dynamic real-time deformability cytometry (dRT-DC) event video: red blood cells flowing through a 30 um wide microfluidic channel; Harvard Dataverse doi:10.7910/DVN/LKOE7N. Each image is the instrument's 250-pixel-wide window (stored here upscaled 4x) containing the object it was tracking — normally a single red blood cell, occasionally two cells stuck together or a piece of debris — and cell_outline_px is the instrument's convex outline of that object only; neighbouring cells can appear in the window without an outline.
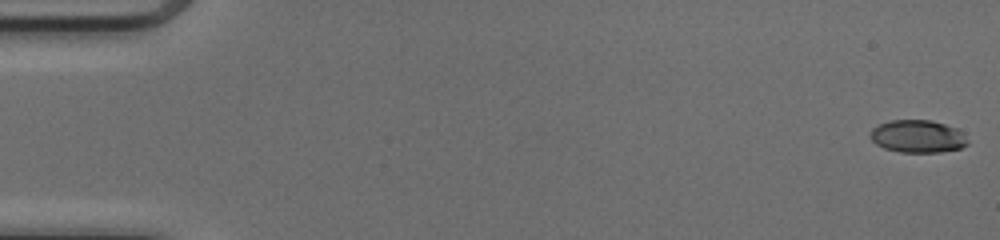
{"species": "common noctule bat (a hibernating species)", "species_latin": "Nyctalus noctula", "temperature_condition": "cold", "stored_images_in_passage": 47, "camera_frame_rate_fps": 3000, "um_per_image_px": 0.085, "animal": {"sex": "female", "body_mass_g": 17.0, "forearm_length_mm": 48.0}, "frame": {"image": 1, "passage_image": 1, "time_ms": 0.0, "image_size_px": [1000, 240], "cell_outline_px": [[968, 144], [960, 148], [940, 152], [900, 152], [884, 148], [876, 144], [868, 136], [872, 128], [880, 124], [892, 120], [932, 120], [956, 128], [964, 132], [968, 140]], "centroid_in_image_um": [78.01, 11.59], "position_along_channel_um": 7.0, "area_um2": 18.61}}
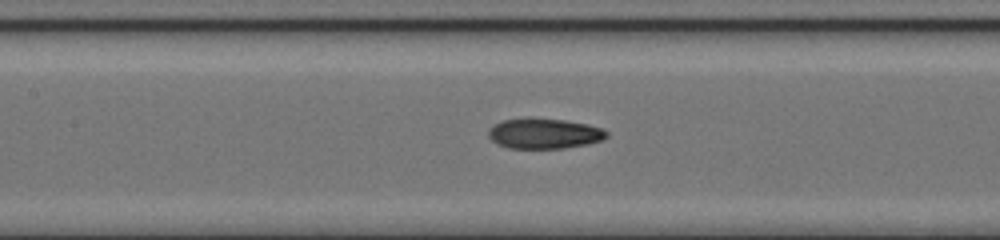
{"frame": {"image": 2, "passage_image": 24, "time_ms": 7.667, "image_size_px": [1000, 240], "cell_outline_px": [[608, 136], [604, 140], [588, 144], [564, 148], [508, 148], [496, 144], [488, 136], [488, 128], [492, 124], [500, 120], [564, 120], [588, 124], [600, 128], [608, 132]], "centroid_in_image_um": [46.25, 11.38], "position_along_channel_um": 161.1, "area_um2": 20.58}}
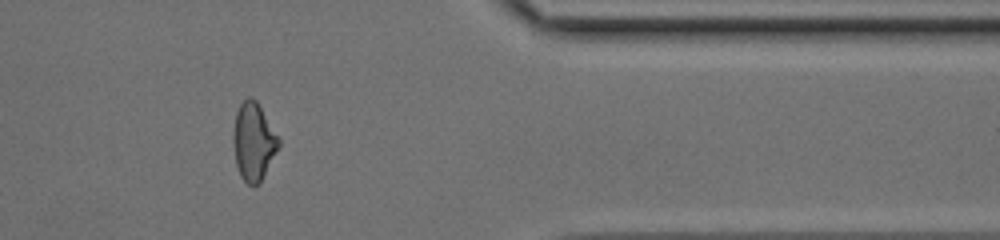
{"frame": {"image": 3, "passage_image": 42, "time_ms": 13.667, "image_size_px": [1000, 240], "cell_outline_px": [[280, 144], [260, 184], [248, 184], [240, 176], [236, 164], [232, 140], [232, 132], [236, 112], [240, 104], [248, 96], [252, 96], [256, 100], [280, 140]], "centroid_in_image_um": [21.53, 12.03], "position_along_channel_um": 389.9, "area_um2": 20.52}}